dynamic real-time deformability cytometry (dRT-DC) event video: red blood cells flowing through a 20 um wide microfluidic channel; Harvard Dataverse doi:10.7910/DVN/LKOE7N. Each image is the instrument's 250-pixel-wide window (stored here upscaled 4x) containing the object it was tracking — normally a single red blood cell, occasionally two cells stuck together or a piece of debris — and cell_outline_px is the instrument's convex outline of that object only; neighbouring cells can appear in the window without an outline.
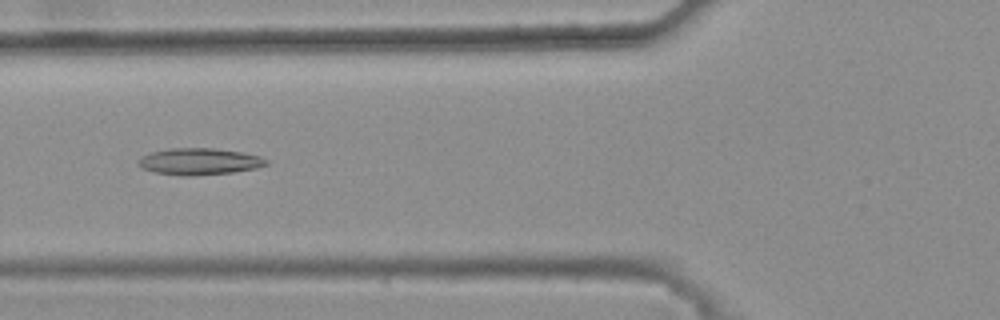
{"species": "common noctule bat (a hibernating species)", "species_latin": "Nyctalus noctula", "temperature_condition": "warm", "stored_images_in_passage": 44, "camera_frame_rate_fps": 3000, "um_per_image_px": 0.085, "animal": {"sex": "female", "body_mass_g": 25.1}, "frame": {"image": 1, "passage_image": 18, "time_ms": 5.667, "image_size_px": [1000, 320], "cell_outline_px": [[268, 164], [256, 168], [232, 172], [188, 176], [184, 176], [156, 172], [140, 168], [136, 164], [144, 156], [152, 152], [168, 148], [212, 148], [240, 152], [260, 156], [268, 160]], "centroid_in_image_um": [16.94, 13.72], "position_along_channel_um": 108.9, "area_um2": 19.65}}
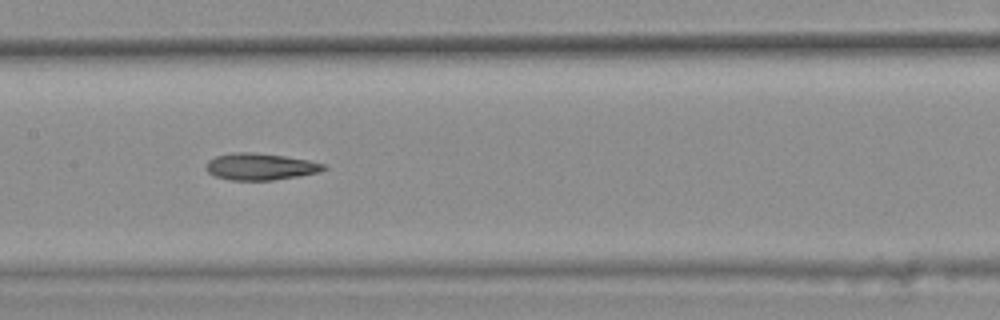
{"frame": {"image": 2, "passage_image": 24, "time_ms": 7.667, "image_size_px": [1000, 320], "cell_outline_px": [[328, 168], [320, 172], [272, 180], [232, 180], [212, 176], [204, 168], [208, 160], [216, 156], [232, 152], [252, 152], [284, 156], [308, 160], [324, 164]], "centroid_in_image_um": [22.08, 14.16], "position_along_channel_um": 185.3, "area_um2": 18.38}}
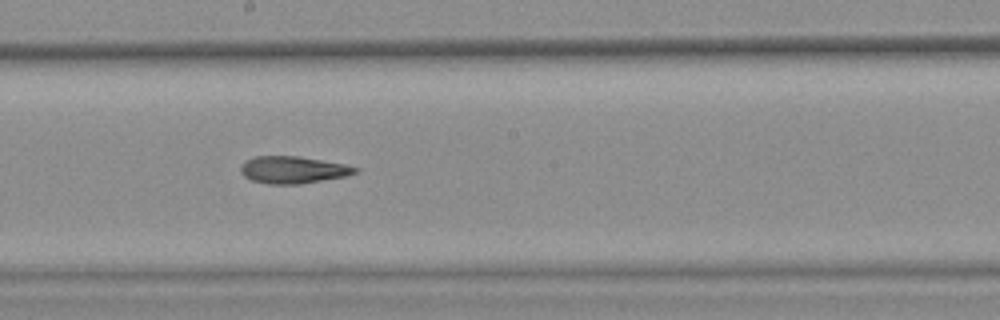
{"frame": {"image": 3, "passage_image": 27, "time_ms": 8.667, "image_size_px": [1000, 320], "cell_outline_px": [[360, 168], [356, 172], [344, 176], [300, 184], [268, 184], [252, 180], [244, 176], [240, 172], [240, 168], [248, 160], [256, 156], [296, 156], [344, 164]], "centroid_in_image_um": [24.89, 14.44], "position_along_channel_um": 223.3, "area_um2": 17.74}, "authors_computed_cell_mechanics": {"area_um2": 18.3804, "velocity_mm_per_s": 3.816, "shape_relaxation_time_tau1_ms": null, "shape_relaxation_time_tau2_ms": 5.6293, "deformation_change_tau1": null, "deformation_change_tau2": 0.1702}}